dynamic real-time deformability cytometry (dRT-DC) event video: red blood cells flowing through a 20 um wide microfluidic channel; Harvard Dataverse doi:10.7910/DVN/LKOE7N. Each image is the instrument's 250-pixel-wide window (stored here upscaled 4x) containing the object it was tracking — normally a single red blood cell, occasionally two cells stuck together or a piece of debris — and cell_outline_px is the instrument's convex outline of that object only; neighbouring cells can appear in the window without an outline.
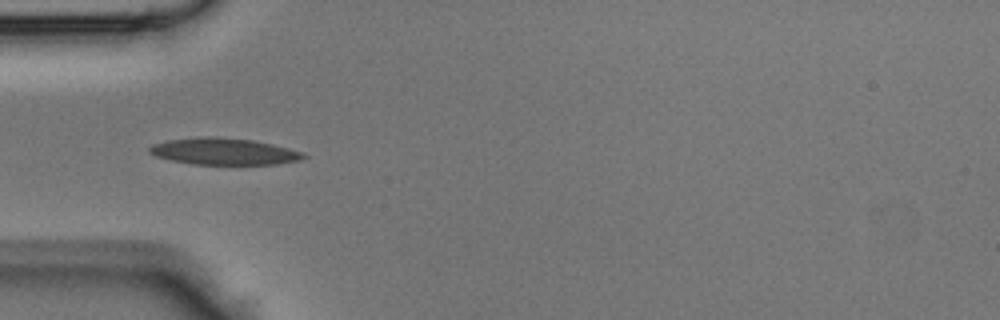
{"species": "Egyptian fruit bat (a non-hibernating species)", "species_latin": "Rousettus aegyptiacus", "temperature_condition": "room temperature", "stored_images_in_passage": 23, "camera_frame_rate_fps": 3000, "um_per_image_px": 0.085, "animal": {"sex": "male"}, "frame": {"image": 1, "passage_image": 4, "time_ms": 1.0, "image_size_px": [1000, 320], "cell_outline_px": [[308, 156], [300, 160], [276, 164], [196, 164], [172, 160], [156, 156], [148, 152], [148, 148], [152, 144], [168, 140], [204, 136], [216, 136], [252, 140], [272, 144], [304, 152]], "centroid_in_image_um": [19.04, 12.86], "position_along_channel_um": 66.0, "area_um2": 23.87}}